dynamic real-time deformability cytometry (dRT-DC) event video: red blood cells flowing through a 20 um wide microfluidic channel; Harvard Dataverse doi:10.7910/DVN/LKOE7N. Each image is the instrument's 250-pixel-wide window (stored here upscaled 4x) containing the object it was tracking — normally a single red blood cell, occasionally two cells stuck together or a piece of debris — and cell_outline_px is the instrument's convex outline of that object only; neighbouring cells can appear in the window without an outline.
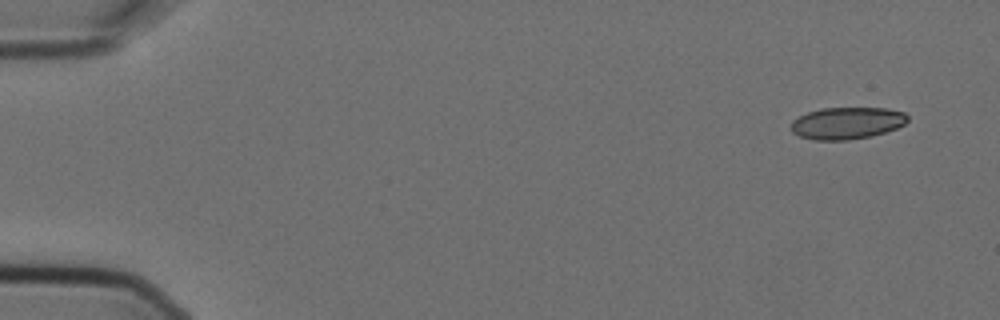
{"species": "Egyptian fruit bat (a non-hibernating species)", "species_latin": "Rousettus aegyptiacus", "temperature_condition": "cold", "stored_images_in_passage": 6, "camera_frame_rate_fps": 3000, "um_per_image_px": 0.085, "animal": {"sex": "female"}, "frame": {"image": 1, "passage_image": 1, "time_ms": 0.0, "image_size_px": [1000, 320], "cell_outline_px": [[908, 120], [904, 124], [896, 128], [872, 136], [848, 140], [812, 140], [800, 136], [792, 132], [792, 120], [808, 112], [820, 108], [888, 108], [904, 112], [908, 116]], "centroid_in_image_um": [72.0, 10.46], "position_along_channel_um": 13.0, "area_um2": 21.73}}
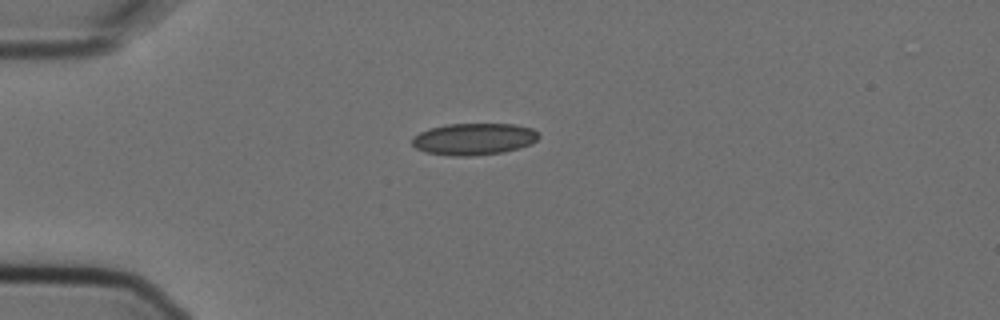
{"frame": {"image": 2, "passage_image": 4, "time_ms": 1.0, "image_size_px": [1000, 320], "cell_outline_px": [[540, 136], [532, 144], [520, 148], [504, 152], [472, 156], [452, 156], [424, 152], [416, 148], [412, 144], [412, 136], [428, 128], [448, 124], [512, 124], [532, 128]], "centroid_in_image_um": [40.26, 11.82], "position_along_channel_um": 44.7, "area_um2": 23.64}}
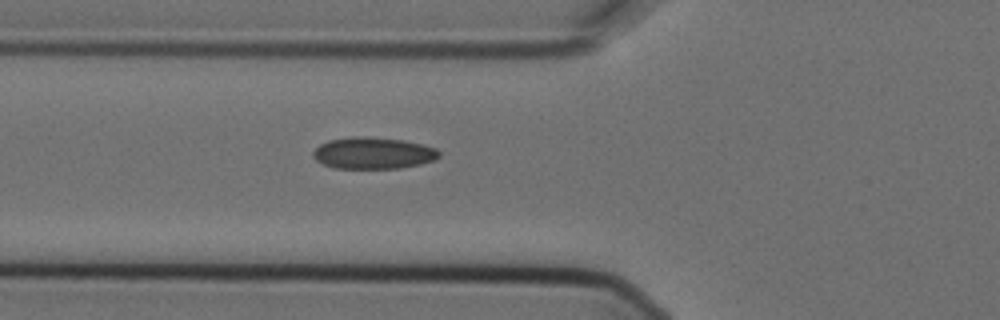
{"frame": {"image": 3, "passage_image": 6, "time_ms": 1.667, "image_size_px": [1000, 320], "cell_outline_px": [[440, 156], [436, 160], [420, 164], [400, 168], [336, 168], [324, 164], [316, 160], [312, 156], [312, 152], [320, 144], [328, 140], [352, 136], [364, 136], [404, 140], [436, 148], [440, 152]], "centroid_in_image_um": [31.72, 13.01], "position_along_channel_um": 94.1, "area_um2": 23.29}}